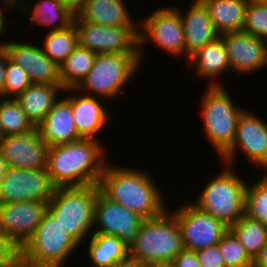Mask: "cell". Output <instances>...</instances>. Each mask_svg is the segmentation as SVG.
I'll return each mask as SVG.
<instances>
[{"instance_id":"obj_1","label":"cell","mask_w":267,"mask_h":267,"mask_svg":"<svg viewBox=\"0 0 267 267\" xmlns=\"http://www.w3.org/2000/svg\"><path fill=\"white\" fill-rule=\"evenodd\" d=\"M105 147L95 139H81L49 147L47 171L57 187L100 183L108 162Z\"/></svg>"},{"instance_id":"obj_2","label":"cell","mask_w":267,"mask_h":267,"mask_svg":"<svg viewBox=\"0 0 267 267\" xmlns=\"http://www.w3.org/2000/svg\"><path fill=\"white\" fill-rule=\"evenodd\" d=\"M142 169L106 164L100 190L111 201L121 204L144 220L157 217L168 209L163 191Z\"/></svg>"},{"instance_id":"obj_3","label":"cell","mask_w":267,"mask_h":267,"mask_svg":"<svg viewBox=\"0 0 267 267\" xmlns=\"http://www.w3.org/2000/svg\"><path fill=\"white\" fill-rule=\"evenodd\" d=\"M183 249L178 220L167 209L157 217L142 221L129 255L147 267H154L171 264Z\"/></svg>"},{"instance_id":"obj_4","label":"cell","mask_w":267,"mask_h":267,"mask_svg":"<svg viewBox=\"0 0 267 267\" xmlns=\"http://www.w3.org/2000/svg\"><path fill=\"white\" fill-rule=\"evenodd\" d=\"M100 191L99 184L57 187L48 203L47 211L79 245L93 234L94 208Z\"/></svg>"},{"instance_id":"obj_5","label":"cell","mask_w":267,"mask_h":267,"mask_svg":"<svg viewBox=\"0 0 267 267\" xmlns=\"http://www.w3.org/2000/svg\"><path fill=\"white\" fill-rule=\"evenodd\" d=\"M222 165L223 170L206 183L199 197L191 203L230 227L245 214L248 183L231 165Z\"/></svg>"},{"instance_id":"obj_6","label":"cell","mask_w":267,"mask_h":267,"mask_svg":"<svg viewBox=\"0 0 267 267\" xmlns=\"http://www.w3.org/2000/svg\"><path fill=\"white\" fill-rule=\"evenodd\" d=\"M225 86H208L201 97L203 132L221 158L232 146L244 107L235 105Z\"/></svg>"},{"instance_id":"obj_7","label":"cell","mask_w":267,"mask_h":267,"mask_svg":"<svg viewBox=\"0 0 267 267\" xmlns=\"http://www.w3.org/2000/svg\"><path fill=\"white\" fill-rule=\"evenodd\" d=\"M140 67L139 53L97 54L92 69L76 89L101 100H115Z\"/></svg>"},{"instance_id":"obj_8","label":"cell","mask_w":267,"mask_h":267,"mask_svg":"<svg viewBox=\"0 0 267 267\" xmlns=\"http://www.w3.org/2000/svg\"><path fill=\"white\" fill-rule=\"evenodd\" d=\"M79 244L48 211L20 251L44 267H62L77 252Z\"/></svg>"},{"instance_id":"obj_9","label":"cell","mask_w":267,"mask_h":267,"mask_svg":"<svg viewBox=\"0 0 267 267\" xmlns=\"http://www.w3.org/2000/svg\"><path fill=\"white\" fill-rule=\"evenodd\" d=\"M139 22V59L143 62V46L153 42L164 52L185 57L183 21L179 11L171 7H159ZM176 55V56H175Z\"/></svg>"},{"instance_id":"obj_10","label":"cell","mask_w":267,"mask_h":267,"mask_svg":"<svg viewBox=\"0 0 267 267\" xmlns=\"http://www.w3.org/2000/svg\"><path fill=\"white\" fill-rule=\"evenodd\" d=\"M78 45L96 54L139 53V26H105L74 17ZM138 27V28H137Z\"/></svg>"},{"instance_id":"obj_11","label":"cell","mask_w":267,"mask_h":267,"mask_svg":"<svg viewBox=\"0 0 267 267\" xmlns=\"http://www.w3.org/2000/svg\"><path fill=\"white\" fill-rule=\"evenodd\" d=\"M56 188L57 186L53 183L47 168L10 167L0 181V204L26 201L49 203Z\"/></svg>"},{"instance_id":"obj_12","label":"cell","mask_w":267,"mask_h":267,"mask_svg":"<svg viewBox=\"0 0 267 267\" xmlns=\"http://www.w3.org/2000/svg\"><path fill=\"white\" fill-rule=\"evenodd\" d=\"M171 211L178 220L186 250L199 251L219 244L221 238L229 231L224 222L201 211L191 201Z\"/></svg>"},{"instance_id":"obj_13","label":"cell","mask_w":267,"mask_h":267,"mask_svg":"<svg viewBox=\"0 0 267 267\" xmlns=\"http://www.w3.org/2000/svg\"><path fill=\"white\" fill-rule=\"evenodd\" d=\"M239 150L244 159L247 157L249 165L254 167L256 164L267 172V123L249 110L241 114L233 144L220 162L234 166Z\"/></svg>"},{"instance_id":"obj_14","label":"cell","mask_w":267,"mask_h":267,"mask_svg":"<svg viewBox=\"0 0 267 267\" xmlns=\"http://www.w3.org/2000/svg\"><path fill=\"white\" fill-rule=\"evenodd\" d=\"M47 208L48 202L40 201L0 204V231L15 250L32 237Z\"/></svg>"},{"instance_id":"obj_15","label":"cell","mask_w":267,"mask_h":267,"mask_svg":"<svg viewBox=\"0 0 267 267\" xmlns=\"http://www.w3.org/2000/svg\"><path fill=\"white\" fill-rule=\"evenodd\" d=\"M143 220L130 209L111 201L101 191L98 193L94 208L93 233L117 236L130 250L136 242Z\"/></svg>"},{"instance_id":"obj_16","label":"cell","mask_w":267,"mask_h":267,"mask_svg":"<svg viewBox=\"0 0 267 267\" xmlns=\"http://www.w3.org/2000/svg\"><path fill=\"white\" fill-rule=\"evenodd\" d=\"M220 37L227 49L231 71L235 74L251 75L267 67V41L244 31L226 32Z\"/></svg>"},{"instance_id":"obj_17","label":"cell","mask_w":267,"mask_h":267,"mask_svg":"<svg viewBox=\"0 0 267 267\" xmlns=\"http://www.w3.org/2000/svg\"><path fill=\"white\" fill-rule=\"evenodd\" d=\"M48 150L37 127L24 134L0 137V151L10 167L47 168Z\"/></svg>"},{"instance_id":"obj_18","label":"cell","mask_w":267,"mask_h":267,"mask_svg":"<svg viewBox=\"0 0 267 267\" xmlns=\"http://www.w3.org/2000/svg\"><path fill=\"white\" fill-rule=\"evenodd\" d=\"M4 49L8 58L28 73L32 84L61 85L59 66L45 55L41 45L16 40L7 41Z\"/></svg>"},{"instance_id":"obj_19","label":"cell","mask_w":267,"mask_h":267,"mask_svg":"<svg viewBox=\"0 0 267 267\" xmlns=\"http://www.w3.org/2000/svg\"><path fill=\"white\" fill-rule=\"evenodd\" d=\"M70 102L77 132L82 139H97V135L109 124V112L99 97L81 93L76 88L64 89ZM72 92V93H71Z\"/></svg>"},{"instance_id":"obj_20","label":"cell","mask_w":267,"mask_h":267,"mask_svg":"<svg viewBox=\"0 0 267 267\" xmlns=\"http://www.w3.org/2000/svg\"><path fill=\"white\" fill-rule=\"evenodd\" d=\"M192 1L187 12L175 7L183 21L186 61L206 44L220 36L203 2L201 0Z\"/></svg>"},{"instance_id":"obj_21","label":"cell","mask_w":267,"mask_h":267,"mask_svg":"<svg viewBox=\"0 0 267 267\" xmlns=\"http://www.w3.org/2000/svg\"><path fill=\"white\" fill-rule=\"evenodd\" d=\"M36 127L49 147L82 139L74 123L71 104L64 95Z\"/></svg>"},{"instance_id":"obj_22","label":"cell","mask_w":267,"mask_h":267,"mask_svg":"<svg viewBox=\"0 0 267 267\" xmlns=\"http://www.w3.org/2000/svg\"><path fill=\"white\" fill-rule=\"evenodd\" d=\"M33 4L27 0H18L16 7L19 8L20 16L23 15L27 19L29 17L31 25L34 23L41 27L46 25L52 27L50 31H57L68 28L74 22L75 15L61 0H37Z\"/></svg>"},{"instance_id":"obj_23","label":"cell","mask_w":267,"mask_h":267,"mask_svg":"<svg viewBox=\"0 0 267 267\" xmlns=\"http://www.w3.org/2000/svg\"><path fill=\"white\" fill-rule=\"evenodd\" d=\"M187 65H191V68L195 67V74L200 78L211 81L207 86H222V82L220 83L217 77L226 74L227 71L231 73L227 49L220 36L193 54L187 61Z\"/></svg>"},{"instance_id":"obj_24","label":"cell","mask_w":267,"mask_h":267,"mask_svg":"<svg viewBox=\"0 0 267 267\" xmlns=\"http://www.w3.org/2000/svg\"><path fill=\"white\" fill-rule=\"evenodd\" d=\"M127 7L124 0H87L78 15L85 22L99 25L139 26Z\"/></svg>"},{"instance_id":"obj_25","label":"cell","mask_w":267,"mask_h":267,"mask_svg":"<svg viewBox=\"0 0 267 267\" xmlns=\"http://www.w3.org/2000/svg\"><path fill=\"white\" fill-rule=\"evenodd\" d=\"M61 85L32 84L15 99L32 123L37 126L62 96Z\"/></svg>"},{"instance_id":"obj_26","label":"cell","mask_w":267,"mask_h":267,"mask_svg":"<svg viewBox=\"0 0 267 267\" xmlns=\"http://www.w3.org/2000/svg\"><path fill=\"white\" fill-rule=\"evenodd\" d=\"M219 34L243 31L249 0H201Z\"/></svg>"},{"instance_id":"obj_27","label":"cell","mask_w":267,"mask_h":267,"mask_svg":"<svg viewBox=\"0 0 267 267\" xmlns=\"http://www.w3.org/2000/svg\"><path fill=\"white\" fill-rule=\"evenodd\" d=\"M87 247L90 267H112L129 255V249L114 235L93 233Z\"/></svg>"},{"instance_id":"obj_28","label":"cell","mask_w":267,"mask_h":267,"mask_svg":"<svg viewBox=\"0 0 267 267\" xmlns=\"http://www.w3.org/2000/svg\"><path fill=\"white\" fill-rule=\"evenodd\" d=\"M97 54L79 45L59 66L61 86L77 88L92 69Z\"/></svg>"},{"instance_id":"obj_29","label":"cell","mask_w":267,"mask_h":267,"mask_svg":"<svg viewBox=\"0 0 267 267\" xmlns=\"http://www.w3.org/2000/svg\"><path fill=\"white\" fill-rule=\"evenodd\" d=\"M229 230L253 260L267 242V225L250 218L246 214L232 224Z\"/></svg>"},{"instance_id":"obj_30","label":"cell","mask_w":267,"mask_h":267,"mask_svg":"<svg viewBox=\"0 0 267 267\" xmlns=\"http://www.w3.org/2000/svg\"><path fill=\"white\" fill-rule=\"evenodd\" d=\"M78 46L75 24L57 31H48L41 45L45 55L60 66Z\"/></svg>"},{"instance_id":"obj_31","label":"cell","mask_w":267,"mask_h":267,"mask_svg":"<svg viewBox=\"0 0 267 267\" xmlns=\"http://www.w3.org/2000/svg\"><path fill=\"white\" fill-rule=\"evenodd\" d=\"M35 128L16 99L0 97V137L24 134Z\"/></svg>"},{"instance_id":"obj_32","label":"cell","mask_w":267,"mask_h":267,"mask_svg":"<svg viewBox=\"0 0 267 267\" xmlns=\"http://www.w3.org/2000/svg\"><path fill=\"white\" fill-rule=\"evenodd\" d=\"M245 214L267 225V172L257 181L247 184Z\"/></svg>"},{"instance_id":"obj_33","label":"cell","mask_w":267,"mask_h":267,"mask_svg":"<svg viewBox=\"0 0 267 267\" xmlns=\"http://www.w3.org/2000/svg\"><path fill=\"white\" fill-rule=\"evenodd\" d=\"M225 267H243L253 262L246 249L229 230L218 244Z\"/></svg>"},{"instance_id":"obj_34","label":"cell","mask_w":267,"mask_h":267,"mask_svg":"<svg viewBox=\"0 0 267 267\" xmlns=\"http://www.w3.org/2000/svg\"><path fill=\"white\" fill-rule=\"evenodd\" d=\"M32 85L28 73L18 64L12 62L7 55L6 77L1 98H16Z\"/></svg>"},{"instance_id":"obj_35","label":"cell","mask_w":267,"mask_h":267,"mask_svg":"<svg viewBox=\"0 0 267 267\" xmlns=\"http://www.w3.org/2000/svg\"><path fill=\"white\" fill-rule=\"evenodd\" d=\"M243 31L267 41V5L262 0H249Z\"/></svg>"},{"instance_id":"obj_36","label":"cell","mask_w":267,"mask_h":267,"mask_svg":"<svg viewBox=\"0 0 267 267\" xmlns=\"http://www.w3.org/2000/svg\"><path fill=\"white\" fill-rule=\"evenodd\" d=\"M202 267H225L218 244L196 251Z\"/></svg>"},{"instance_id":"obj_37","label":"cell","mask_w":267,"mask_h":267,"mask_svg":"<svg viewBox=\"0 0 267 267\" xmlns=\"http://www.w3.org/2000/svg\"><path fill=\"white\" fill-rule=\"evenodd\" d=\"M0 267H44L27 258L20 250H14L6 259L0 261Z\"/></svg>"},{"instance_id":"obj_38","label":"cell","mask_w":267,"mask_h":267,"mask_svg":"<svg viewBox=\"0 0 267 267\" xmlns=\"http://www.w3.org/2000/svg\"><path fill=\"white\" fill-rule=\"evenodd\" d=\"M173 267H202L196 251L183 249L172 261Z\"/></svg>"},{"instance_id":"obj_39","label":"cell","mask_w":267,"mask_h":267,"mask_svg":"<svg viewBox=\"0 0 267 267\" xmlns=\"http://www.w3.org/2000/svg\"><path fill=\"white\" fill-rule=\"evenodd\" d=\"M0 37L2 35V32L3 34L5 33V31L8 32V30H6V28L8 29L9 25H8V22L7 20L5 19L7 15L5 12V9L6 10H11L14 9L15 7H17V1L16 0H0ZM6 6V7H5ZM5 7V8H4ZM12 8V9H10ZM7 42L5 41H0V48H4L5 44Z\"/></svg>"},{"instance_id":"obj_40","label":"cell","mask_w":267,"mask_h":267,"mask_svg":"<svg viewBox=\"0 0 267 267\" xmlns=\"http://www.w3.org/2000/svg\"><path fill=\"white\" fill-rule=\"evenodd\" d=\"M65 7L73 13L78 15L85 7L87 0H61Z\"/></svg>"},{"instance_id":"obj_41","label":"cell","mask_w":267,"mask_h":267,"mask_svg":"<svg viewBox=\"0 0 267 267\" xmlns=\"http://www.w3.org/2000/svg\"><path fill=\"white\" fill-rule=\"evenodd\" d=\"M7 53L4 48H0V94L3 92V85L6 77Z\"/></svg>"},{"instance_id":"obj_42","label":"cell","mask_w":267,"mask_h":267,"mask_svg":"<svg viewBox=\"0 0 267 267\" xmlns=\"http://www.w3.org/2000/svg\"><path fill=\"white\" fill-rule=\"evenodd\" d=\"M14 250L0 231V261L6 259Z\"/></svg>"},{"instance_id":"obj_43","label":"cell","mask_w":267,"mask_h":267,"mask_svg":"<svg viewBox=\"0 0 267 267\" xmlns=\"http://www.w3.org/2000/svg\"><path fill=\"white\" fill-rule=\"evenodd\" d=\"M112 267H147V266L139 263L136 259L128 255L124 260L118 261Z\"/></svg>"},{"instance_id":"obj_44","label":"cell","mask_w":267,"mask_h":267,"mask_svg":"<svg viewBox=\"0 0 267 267\" xmlns=\"http://www.w3.org/2000/svg\"><path fill=\"white\" fill-rule=\"evenodd\" d=\"M253 263L257 267H267V242L261 248V251L259 252V254L253 260Z\"/></svg>"},{"instance_id":"obj_45","label":"cell","mask_w":267,"mask_h":267,"mask_svg":"<svg viewBox=\"0 0 267 267\" xmlns=\"http://www.w3.org/2000/svg\"><path fill=\"white\" fill-rule=\"evenodd\" d=\"M10 166L8 162L2 156V152L0 151V181L5 176L7 171L9 170Z\"/></svg>"},{"instance_id":"obj_46","label":"cell","mask_w":267,"mask_h":267,"mask_svg":"<svg viewBox=\"0 0 267 267\" xmlns=\"http://www.w3.org/2000/svg\"><path fill=\"white\" fill-rule=\"evenodd\" d=\"M154 267H173L171 264H167V265H157V266H154Z\"/></svg>"},{"instance_id":"obj_47","label":"cell","mask_w":267,"mask_h":267,"mask_svg":"<svg viewBox=\"0 0 267 267\" xmlns=\"http://www.w3.org/2000/svg\"><path fill=\"white\" fill-rule=\"evenodd\" d=\"M243 267H257L253 262L249 265L243 266Z\"/></svg>"}]
</instances>
